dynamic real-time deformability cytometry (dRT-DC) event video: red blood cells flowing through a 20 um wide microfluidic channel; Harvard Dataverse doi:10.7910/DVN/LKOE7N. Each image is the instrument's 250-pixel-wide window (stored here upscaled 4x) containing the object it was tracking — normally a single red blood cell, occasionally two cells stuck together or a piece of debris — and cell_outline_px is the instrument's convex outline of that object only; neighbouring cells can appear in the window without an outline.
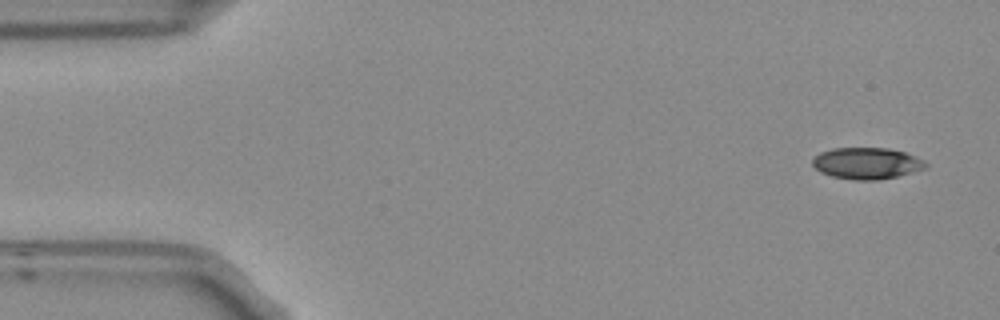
{"species": "Egyptian fruit bat (a non-hibernating species)", "species_latin": "Rousettus aegyptiacus", "temperature_condition": "room temperature", "stored_images_in_passage": 5, "camera_frame_rate_fps": 3000, "um_per_image_px": 0.085, "frame": {"image": 1, "passage_image": 1, "time_ms": 0.0, "image_size_px": [1000, 320], "cell_outline_px": [[928, 164], [924, 168], [896, 176], [876, 180], [856, 180], [832, 176], [820, 172], [812, 164], [812, 160], [820, 152], [832, 148], [888, 148], [904, 152], [924, 160]], "centroid_in_image_um": [73.64, 13.87], "position_along_channel_um": 11.4, "area_um2": 20.52}}
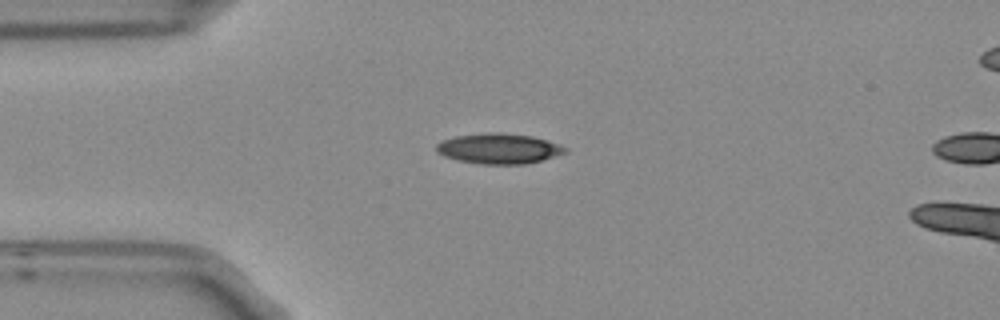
{"frame": {"image": 2, "passage_image": 4, "time_ms": 1.0, "image_size_px": [1000, 320], "cell_outline_px": [[568, 152], [540, 160], [524, 164], [480, 164], [460, 160], [444, 156], [436, 152], [436, 144], [440, 140], [456, 136], [484, 132], [500, 132], [532, 136], [568, 148]], "centroid_in_image_um": [42.35, 12.62], "position_along_channel_um": 42.7, "area_um2": 22.66}}